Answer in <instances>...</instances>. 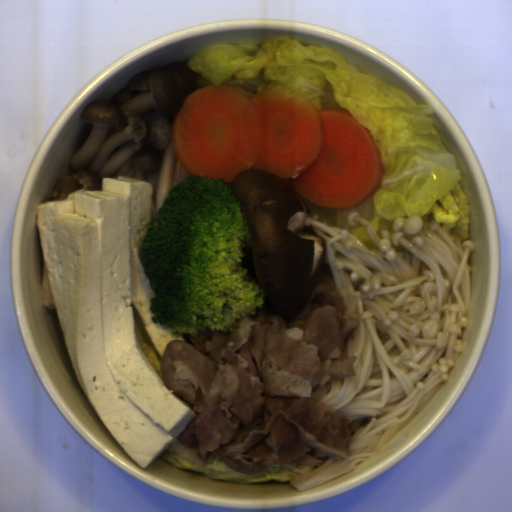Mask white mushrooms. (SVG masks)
I'll list each match as a JSON object with an SVG mask.
<instances>
[{
	"instance_id": "1",
	"label": "white mushrooms",
	"mask_w": 512,
	"mask_h": 512,
	"mask_svg": "<svg viewBox=\"0 0 512 512\" xmlns=\"http://www.w3.org/2000/svg\"><path fill=\"white\" fill-rule=\"evenodd\" d=\"M187 62L138 71L109 101L83 108L92 123L84 144L58 175L50 200H66L82 188L102 190L103 178L130 176L150 182L152 223L172 188L189 175L176 157L172 125L184 100L197 89L196 71Z\"/></svg>"
}]
</instances>
